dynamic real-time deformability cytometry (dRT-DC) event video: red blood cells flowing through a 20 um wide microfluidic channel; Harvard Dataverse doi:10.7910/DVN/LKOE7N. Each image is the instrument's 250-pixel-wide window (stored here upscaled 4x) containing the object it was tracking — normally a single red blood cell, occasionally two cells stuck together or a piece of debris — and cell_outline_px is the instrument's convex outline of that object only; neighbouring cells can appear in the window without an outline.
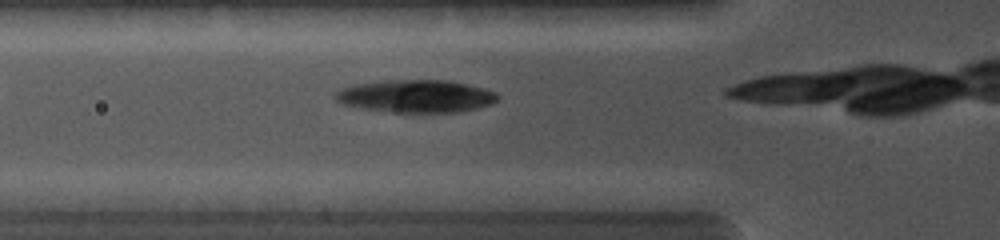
{"species": "common noctule bat (a hibernating species)", "species_latin": "Nyctalus noctula", "temperature_condition": "cold", "stored_images_in_passage": 7, "camera_frame_rate_fps": 5000, "um_per_image_px": 0.085, "animal": {"sex": "female", "body_mass_g": 19.0, "forearm_length_mm": 56.7}, "frame": {"image": 1, "passage_image": 2, "time_ms": 0.6, "image_size_px": [1000, 240], "cell_outline_px": [[500, 96], [492, 104], [460, 112], [396, 112], [356, 108], [344, 104], [336, 100], [336, 92], [340, 88], [352, 84], [388, 80], [448, 80], [496, 92]], "centroid_in_image_um": [35.32, 8.18], "position_along_channel_um": 90.5, "area_um2": 30.81}}